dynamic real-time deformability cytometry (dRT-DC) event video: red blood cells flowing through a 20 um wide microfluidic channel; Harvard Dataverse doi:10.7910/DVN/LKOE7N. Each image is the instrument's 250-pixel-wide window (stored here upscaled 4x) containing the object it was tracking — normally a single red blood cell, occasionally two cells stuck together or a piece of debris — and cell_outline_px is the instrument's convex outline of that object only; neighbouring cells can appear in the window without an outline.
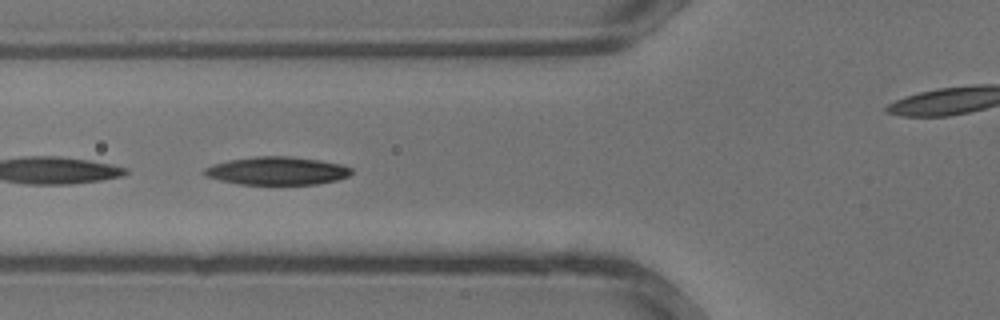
{"species": "common noctule bat (a hibernating species)", "species_latin": "Nyctalus noctula", "temperature_condition": "warm", "stored_images_in_passage": 27, "camera_frame_rate_fps": 3000, "um_per_image_px": 0.085, "animal": {"sex": "male", "body_mass_g": 13.3}, "frame": {"image": 1, "passage_image": 7, "time_ms": 2.0, "image_size_px": [1000, 320], "cell_outline_px": [[352, 172], [348, 176], [336, 180], [316, 184], [240, 184], [220, 180], [204, 176], [200, 172], [204, 168], [212, 164], [228, 160], [256, 156], [292, 156], [320, 160], [340, 164], [352, 168]], "centroid_in_image_um": [23.5, 14.51], "position_along_channel_um": 102.3, "area_um2": 24.16}}
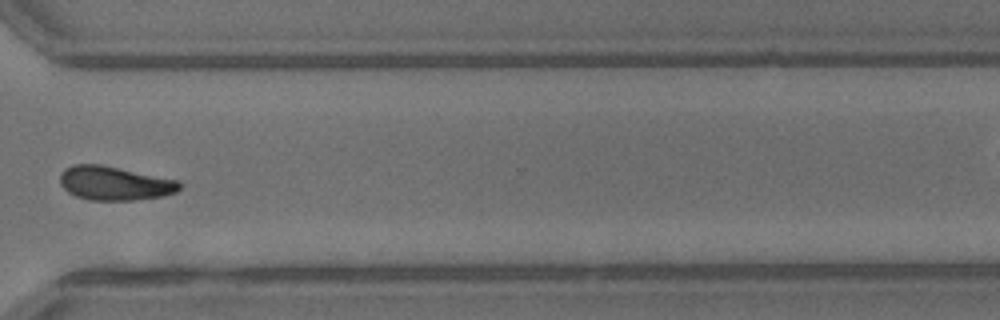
{"frame": {"image": 2, "passage_image": 20, "time_ms": 6.333, "image_size_px": [1000, 320], "cell_outline_px": [[180, 188], [176, 192], [164, 196], [136, 200], [88, 200], [76, 196], [68, 192], [60, 184], [60, 176], [64, 168], [72, 164], [100, 164], [176, 180], [180, 184]], "centroid_in_image_um": [9.7, 15.58], "position_along_channel_um": 360.9, "area_um2": 23.52}}